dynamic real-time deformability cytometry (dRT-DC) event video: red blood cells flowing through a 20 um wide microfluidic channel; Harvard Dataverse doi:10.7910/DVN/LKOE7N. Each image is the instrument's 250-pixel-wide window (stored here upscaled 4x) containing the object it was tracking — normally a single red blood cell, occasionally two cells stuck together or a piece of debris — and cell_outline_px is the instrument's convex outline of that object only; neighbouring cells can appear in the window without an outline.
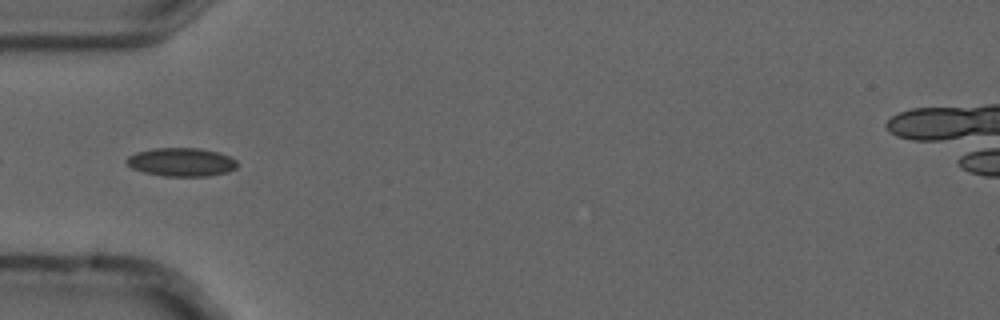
{"species": "common noctule bat (a hibernating species)", "species_latin": "Nyctalus noctula", "temperature_condition": "cold", "stored_images_in_passage": 9, "camera_frame_rate_fps": 3000, "um_per_image_px": 0.085, "animal": {"sex": "male", "forearm_length_mm": 52.5}, "frame": {"image": 1, "passage_image": 4, "time_ms": 1.0, "image_size_px": [1000, 320], "cell_outline_px": [[240, 164], [236, 168], [228, 172], [208, 176], [164, 176], [144, 172], [132, 168], [124, 160], [128, 156], [136, 152], [152, 148], [200, 148], [220, 152], [236, 160]], "centroid_in_image_um": [15.44, 13.77], "position_along_channel_um": 69.6, "area_um2": 18.55}}
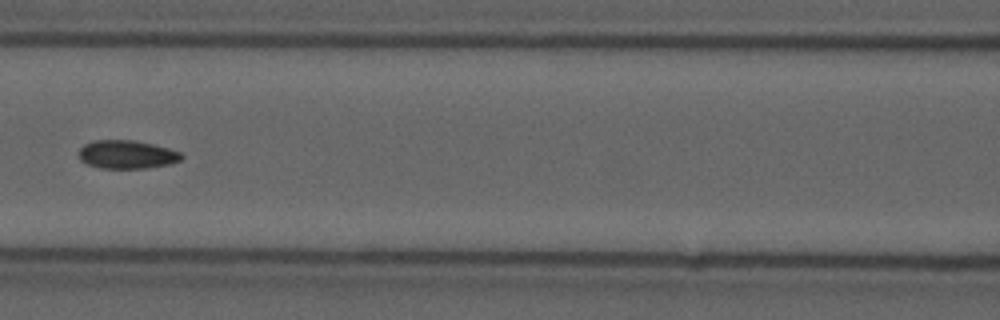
{"frame": {"image": 2, "passage_image": 6, "time_ms": 1.667, "image_size_px": [1000, 320], "cell_outline_px": [[184, 156], [180, 160], [168, 164], [148, 168], [100, 168], [88, 164], [80, 160], [80, 148], [84, 144], [96, 140], [132, 140], [152, 144], [168, 148], [180, 152]], "centroid_in_image_um": [10.79, 13.13], "position_along_channel_um": 155.8, "area_um2": 16.82}}
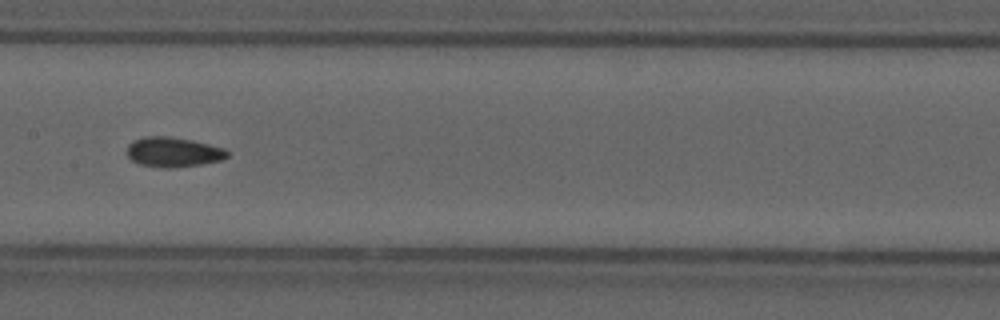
{"frame": {"image": 3, "passage_image": 7, "time_ms": 2.0, "image_size_px": [1000, 320], "cell_outline_px": [[228, 156], [224, 160], [200, 164], [168, 168], [164, 168], [140, 164], [132, 160], [124, 152], [128, 144], [132, 140], [144, 136], [168, 136], [192, 140], [224, 148], [228, 152]], "centroid_in_image_um": [14.68, 12.91], "position_along_channel_um": 192.7, "area_um2": 17.57}}